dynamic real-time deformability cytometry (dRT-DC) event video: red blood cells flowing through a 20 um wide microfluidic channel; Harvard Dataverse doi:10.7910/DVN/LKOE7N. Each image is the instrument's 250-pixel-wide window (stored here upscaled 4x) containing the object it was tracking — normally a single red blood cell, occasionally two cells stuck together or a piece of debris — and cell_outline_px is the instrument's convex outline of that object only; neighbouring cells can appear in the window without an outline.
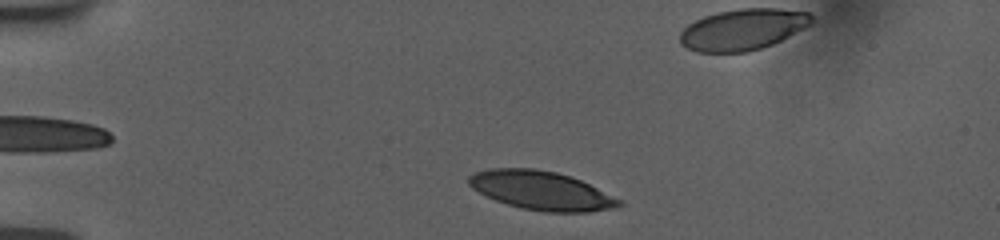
{"species": "human", "species_latin": "Homo sapiens", "temperature_condition": "room temperature", "stored_images_in_passage": 44, "camera_frame_rate_fps": 3000, "um_per_image_px": 0.085, "donor": {"sex": "female"}, "frame": {"image": 1, "passage_image": 1, "time_ms": 0.0, "image_size_px": [1000, 240], "cell_outline_px": [[624, 204], [616, 208], [588, 212], [544, 212], [520, 208], [496, 200], [472, 188], [468, 184], [468, 176], [476, 172], [488, 168], [536, 168], [556, 172], [580, 180], [624, 200]], "centroid_in_image_um": [46.05, 16.2], "position_along_channel_um": 39.0, "area_um2": 34.04}}
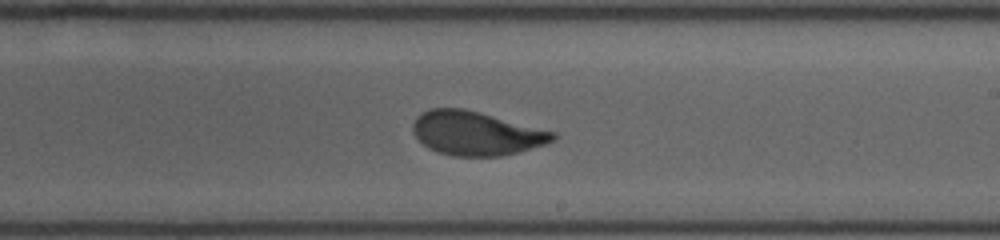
{"frame": {"image": 2, "passage_image": 22, "time_ms": 7.0, "image_size_px": [1000, 240], "cell_outline_px": [[556, 140], [544, 144], [516, 152], [500, 156], [452, 156], [436, 152], [428, 148], [412, 132], [412, 124], [416, 116], [428, 108], [464, 108], [556, 132]], "centroid_in_image_um": [40.43, 11.32], "position_along_channel_um": 248.6, "area_um2": 35.78}}
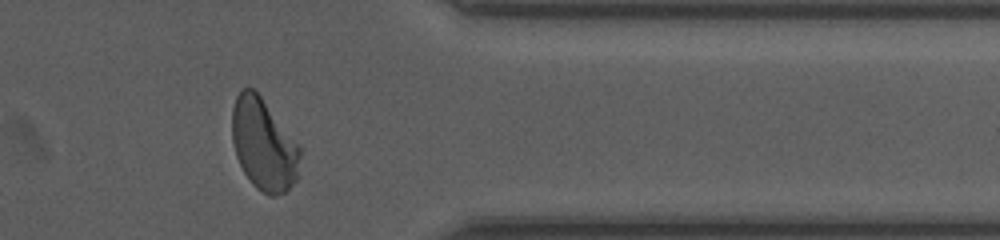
{"frame": {"image": 3, "passage_image": 34, "time_ms": 11.0, "image_size_px": [1000, 240], "cell_outline_px": [[300, 176], [284, 192], [276, 196], [268, 196], [256, 188], [252, 184], [244, 172], [236, 156], [232, 140], [232, 108], [236, 96], [240, 88], [252, 88], [260, 96], [300, 144]], "centroid_in_image_um": [22.43, 12.3], "position_along_channel_um": 389.0, "area_um2": 36.65}, "authors_computed_cell_mechanics": {"area_um2": 35.9805, "velocity_mm_per_s": 3.7411, "shape_relaxation_time_tau1_ms": 4.011, "shape_relaxation_time_tau2_ms": null, "deformation_change_tau1": 0.1681, "deformation_change_tau2": null}}